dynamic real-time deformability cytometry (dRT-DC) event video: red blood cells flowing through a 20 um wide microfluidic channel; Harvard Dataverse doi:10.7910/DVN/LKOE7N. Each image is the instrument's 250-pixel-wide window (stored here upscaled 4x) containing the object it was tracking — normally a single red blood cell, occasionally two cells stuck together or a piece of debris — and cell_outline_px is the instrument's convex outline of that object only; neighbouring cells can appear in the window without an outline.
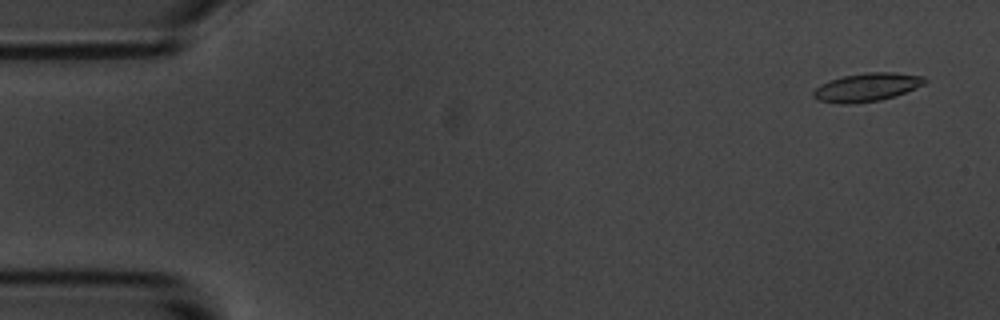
{"species": "common noctule bat (a hibernating species)", "species_latin": "Nyctalus noctula", "temperature_condition": "room temperature", "stored_images_in_passage": 55, "camera_frame_rate_fps": 3000, "um_per_image_px": 0.085, "animal": {"sex": "male", "body_mass_g": 20.1, "forearm_length_mm": 53.5}, "frame": {"image": 1, "passage_image": 1, "time_ms": 0.0, "image_size_px": [1000, 320], "cell_outline_px": [[928, 80], [924, 84], [904, 92], [880, 100], [848, 104], [840, 104], [820, 100], [812, 96], [812, 92], [820, 84], [844, 76], [864, 72], [896, 72], [924, 76]], "centroid_in_image_um": [73.68, 7.4], "position_along_channel_um": 11.3, "area_um2": 18.21}}
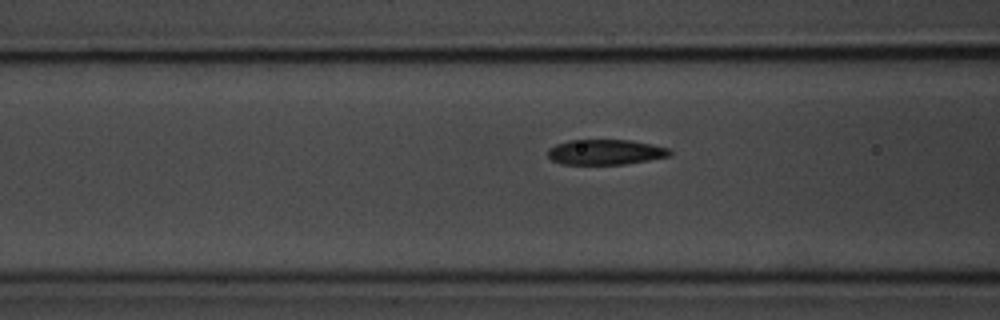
{"frame": {"image": 2, "passage_image": 20, "time_ms": 6.333, "image_size_px": [1000, 320], "cell_outline_px": [[672, 152], [668, 156], [648, 160], [624, 164], [560, 164], [552, 160], [548, 156], [548, 148], [556, 144], [568, 140], [632, 140], [668, 148]], "centroid_in_image_um": [51.42, 12.92], "position_along_channel_um": 115.2, "area_um2": 17.86}}
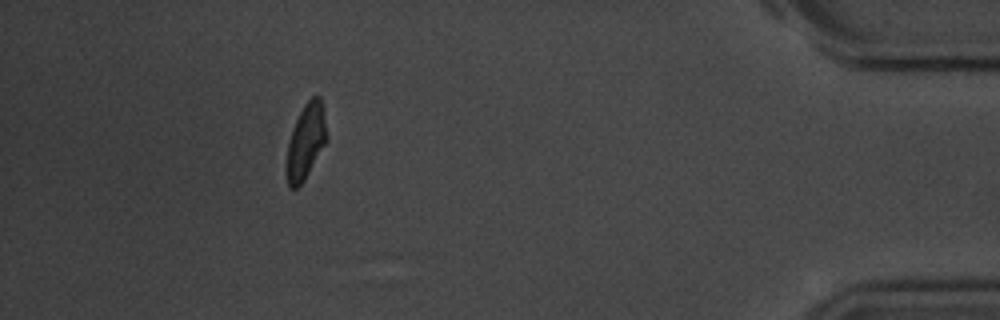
{"frame": {"image": 3, "passage_image": 50, "time_ms": 16.333, "image_size_px": [1000, 320], "cell_outline_px": [[328, 136], [324, 144], [304, 180], [296, 188], [288, 188], [288, 140], [292, 128], [304, 104], [312, 96], [320, 96]], "centroid_in_image_um": [26.0, 11.97], "position_along_channel_um": 409.2, "area_um2": 16.99}, "authors_computed_cell_mechanics": {"area_um2": 18.4382, "velocity_mm_per_s": 3.5021, "shape_relaxation_time_tau1_ms": 4.4323, "shape_relaxation_time_tau2_ms": 2.1991, "deformation_change_tau1": 0.1431, "deformation_change_tau2": 0.0841}}